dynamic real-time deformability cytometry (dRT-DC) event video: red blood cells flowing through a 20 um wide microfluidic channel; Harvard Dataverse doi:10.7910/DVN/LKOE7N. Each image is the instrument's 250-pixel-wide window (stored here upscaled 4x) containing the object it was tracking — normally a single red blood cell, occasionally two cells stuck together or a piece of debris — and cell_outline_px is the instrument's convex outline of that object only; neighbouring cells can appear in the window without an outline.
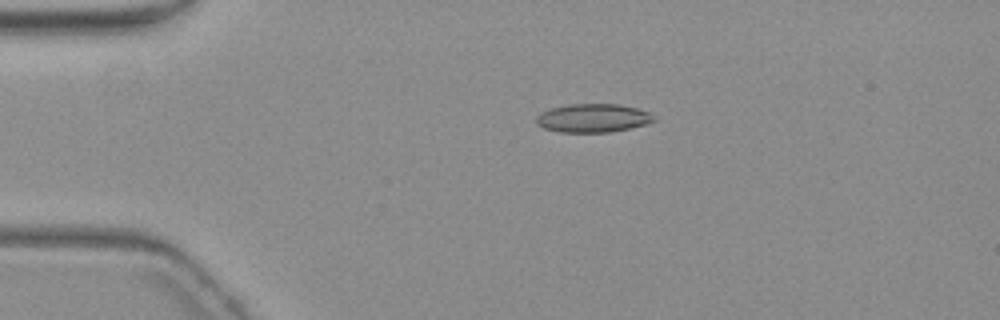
{"species": "common noctule bat (a hibernating species)", "species_latin": "Nyctalus noctula", "temperature_condition": "warm", "stored_images_in_passage": 5, "camera_frame_rate_fps": 3000, "um_per_image_px": 0.085, "animal": {"sex": "female", "body_mass_g": 19.3, "forearm_length_mm": 54.1}, "frame": {"image": 1, "passage_image": 4, "time_ms": 3.667, "image_size_px": [1000, 320], "cell_outline_px": [[656, 120], [644, 124], [612, 132], [560, 132], [544, 128], [536, 124], [536, 116], [540, 112], [552, 108], [572, 104], [616, 104], [636, 108], [648, 112]], "centroid_in_image_um": [50.35, 10.04], "position_along_channel_um": 34.7, "area_um2": 19.31}}